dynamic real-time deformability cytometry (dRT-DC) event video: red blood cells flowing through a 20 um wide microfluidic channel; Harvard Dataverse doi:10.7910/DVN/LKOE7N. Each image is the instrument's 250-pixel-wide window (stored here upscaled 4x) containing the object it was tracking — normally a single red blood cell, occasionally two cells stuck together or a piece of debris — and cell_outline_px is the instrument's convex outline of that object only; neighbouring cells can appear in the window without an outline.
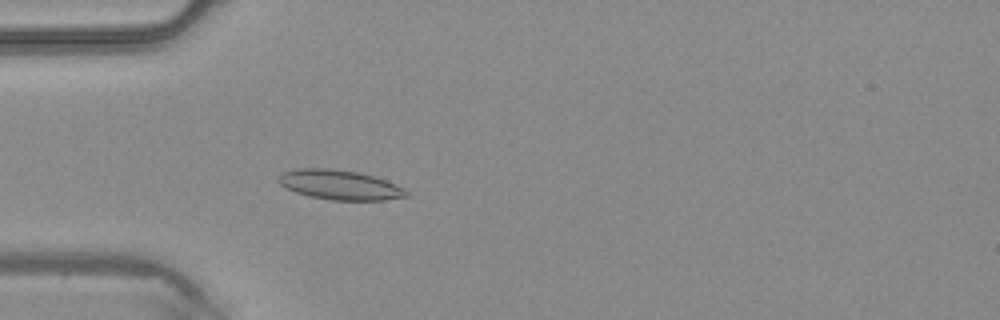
{"species": "common noctule bat (a hibernating species)", "species_latin": "Nyctalus noctula", "temperature_condition": "warm", "stored_images_in_passage": 3, "camera_frame_rate_fps": 3000, "um_per_image_px": 0.085, "animal": {"sex": "male", "body_mass_g": 20.4}, "frame": {"image": 1, "passage_image": 3, "time_ms": 0.667, "image_size_px": [1000, 320], "cell_outline_px": [[408, 196], [384, 200], [332, 200], [308, 196], [296, 192], [280, 184], [276, 180], [276, 176], [280, 172], [300, 168], [332, 168], [356, 172], [372, 176], [396, 184], [404, 188], [408, 192]], "centroid_in_image_um": [28.83, 15.71], "position_along_channel_um": 56.2, "area_um2": 22.14}}